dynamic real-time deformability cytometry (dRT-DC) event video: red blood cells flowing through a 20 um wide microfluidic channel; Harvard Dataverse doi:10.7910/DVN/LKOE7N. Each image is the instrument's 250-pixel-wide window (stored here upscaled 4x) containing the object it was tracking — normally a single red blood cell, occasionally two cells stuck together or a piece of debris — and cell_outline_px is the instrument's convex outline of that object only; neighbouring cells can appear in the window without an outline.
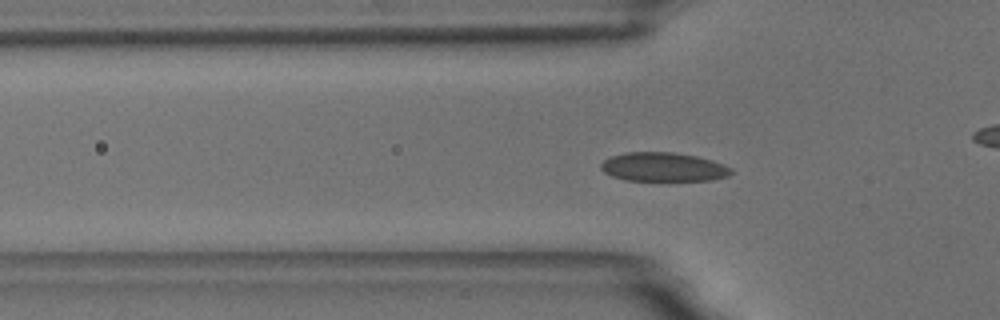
{"species": "common noctule bat (a hibernating species)", "species_latin": "Nyctalus noctula", "temperature_condition": "room temperature", "stored_images_in_passage": 52, "camera_frame_rate_fps": 3000, "um_per_image_px": 0.085, "animal": {"sex": "male", "body_mass_g": 18.8}, "frame": {"image": 1, "passage_image": 13, "time_ms": 4.0, "image_size_px": [1000, 320], "cell_outline_px": [[732, 172], [728, 176], [712, 180], [624, 180], [612, 176], [604, 172], [600, 168], [600, 164], [604, 160], [612, 156], [624, 152], [672, 152], [696, 156], [712, 160], [724, 164], [732, 168]], "centroid_in_image_um": [56.38, 14.19], "position_along_channel_um": 69.4, "area_um2": 21.96}}
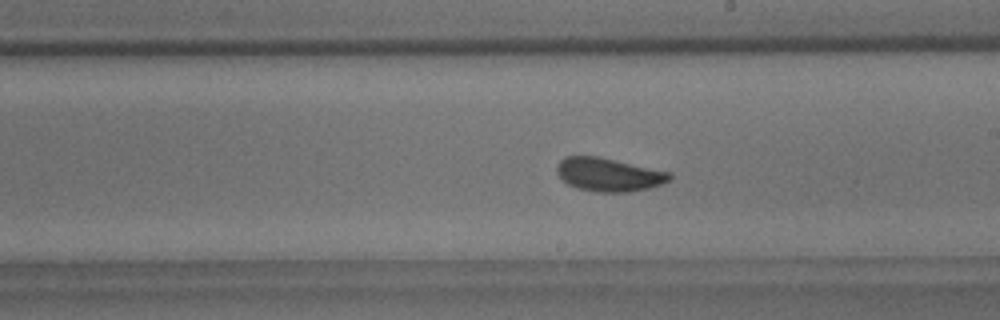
{"frame": {"image": 2, "passage_image": 27, "time_ms": 8.667, "image_size_px": [1000, 320], "cell_outline_px": [[672, 180], [648, 188], [628, 192], [600, 192], [576, 188], [568, 184], [556, 172], [556, 168], [560, 160], [564, 156], [596, 156], [672, 172]], "centroid_in_image_um": [51.75, 14.84], "position_along_channel_um": 237.2, "area_um2": 21.91}}
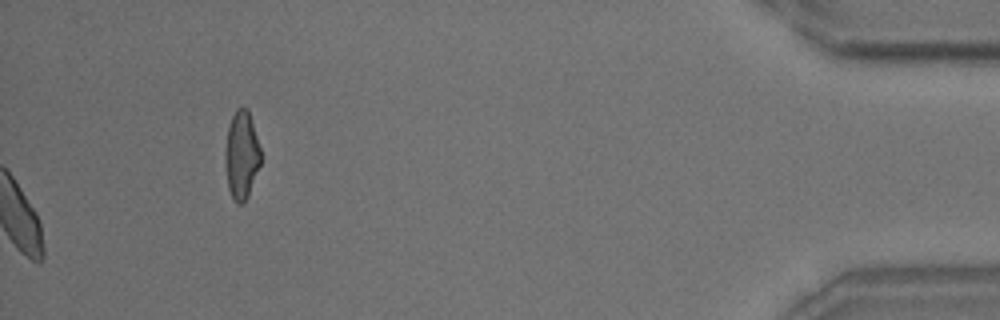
{"frame": {"image": 3, "passage_image": 52, "time_ms": 17.0, "image_size_px": [1000, 320], "cell_outline_px": [[260, 164], [248, 196], [244, 204], [236, 204], [232, 200], [228, 188], [224, 160], [224, 152], [228, 128], [232, 116], [236, 108], [248, 108], [260, 148]], "centroid_in_image_um": [20.51, 13.22], "position_along_channel_um": 414.7, "area_um2": 18.38}, "authors_computed_cell_mechanics": {"area_um2": 21.7617, "velocity_mm_per_s": 3.589, "shape_relaxation_time_tau1_ms": 1.6973, "shape_relaxation_time_tau2_ms": 0.7169, "deformation_change_tau1": 0.0719, "deformation_change_tau2": 0.0387}}